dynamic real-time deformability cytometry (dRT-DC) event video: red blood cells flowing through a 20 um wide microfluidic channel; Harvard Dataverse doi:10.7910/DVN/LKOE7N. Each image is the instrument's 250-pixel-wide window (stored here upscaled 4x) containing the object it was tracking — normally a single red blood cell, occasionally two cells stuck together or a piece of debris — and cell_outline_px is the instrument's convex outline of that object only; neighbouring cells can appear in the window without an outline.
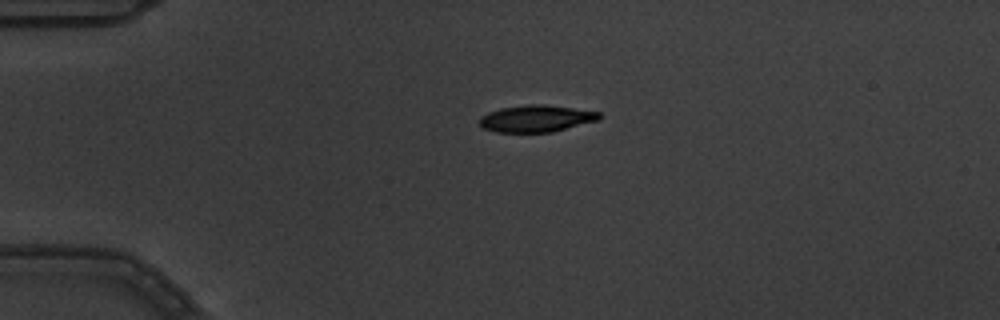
{"species": "common noctule bat (a hibernating species)", "species_latin": "Nyctalus noctula", "temperature_condition": "warm", "stored_images_in_passage": 2, "camera_frame_rate_fps": 3000, "um_per_image_px": 0.085, "animal": {"sex": "male", "body_mass_g": 19.5, "forearm_length_mm": 54.6}, "frame": {"image": 1, "passage_image": 1, "time_ms": 0.0, "image_size_px": [1000, 320], "cell_outline_px": [[600, 120], [552, 132], [496, 132], [484, 128], [480, 124], [480, 116], [488, 112], [500, 108], [528, 104], [544, 104], [600, 112]], "centroid_in_image_um": [45.58, 10.07], "position_along_channel_um": 39.4, "area_um2": 18.73}}